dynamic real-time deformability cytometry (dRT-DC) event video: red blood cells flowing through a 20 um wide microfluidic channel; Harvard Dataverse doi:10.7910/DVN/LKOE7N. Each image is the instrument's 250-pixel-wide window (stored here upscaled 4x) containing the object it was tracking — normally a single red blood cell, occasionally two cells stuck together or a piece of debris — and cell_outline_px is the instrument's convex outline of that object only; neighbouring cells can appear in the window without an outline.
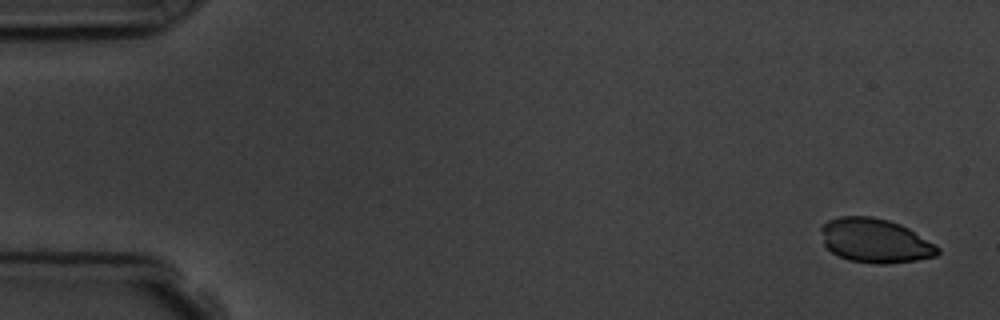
{"species": "common noctule bat (a hibernating species)", "species_latin": "Nyctalus noctula", "temperature_condition": "room temperature", "stored_images_in_passage": 5, "camera_frame_rate_fps": 3000, "um_per_image_px": 0.085, "animal": {"sex": "male", "body_mass_g": 19.5, "forearm_length_mm": 54.6}, "frame": {"image": 1, "passage_image": 1, "time_ms": 0.0, "image_size_px": [1000, 320], "cell_outline_px": [[940, 252], [936, 256], [916, 260], [884, 264], [876, 264], [848, 260], [832, 252], [824, 244], [820, 228], [828, 220], [840, 216], [872, 216], [888, 220], [900, 224], [908, 228], [936, 244], [940, 248]], "centroid_in_image_um": [74.4, 20.45], "position_along_channel_um": 10.6, "area_um2": 30.06}}